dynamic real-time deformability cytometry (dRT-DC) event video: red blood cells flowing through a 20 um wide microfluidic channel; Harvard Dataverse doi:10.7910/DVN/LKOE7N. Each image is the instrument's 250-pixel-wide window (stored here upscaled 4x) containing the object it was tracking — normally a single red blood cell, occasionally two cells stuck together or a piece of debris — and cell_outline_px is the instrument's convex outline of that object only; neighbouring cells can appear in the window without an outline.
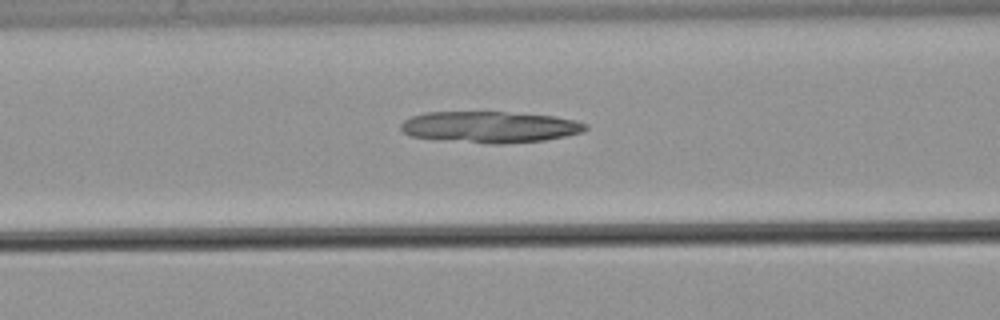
{"species": "common noctule bat (a hibernating species)", "species_latin": "Nyctalus noctula", "temperature_condition": "warm", "stored_images_in_passage": 50, "camera_frame_rate_fps": 3000, "um_per_image_px": 0.085, "animal": {"sex": "male", "body_mass_g": 21.5, "forearm_length_mm": 52.0}, "frame": {"image": 1, "passage_image": 15, "time_ms": 4.667, "image_size_px": [1000, 320], "cell_outline_px": [[588, 128], [580, 132], [564, 136], [544, 140], [504, 144], [492, 144], [412, 136], [404, 132], [400, 128], [400, 124], [404, 120], [412, 116], [424, 112], [504, 112], [552, 116], [576, 120], [588, 124]], "centroid_in_image_um": [41.65, 10.79], "position_along_channel_um": 124.9, "area_um2": 33.35}}